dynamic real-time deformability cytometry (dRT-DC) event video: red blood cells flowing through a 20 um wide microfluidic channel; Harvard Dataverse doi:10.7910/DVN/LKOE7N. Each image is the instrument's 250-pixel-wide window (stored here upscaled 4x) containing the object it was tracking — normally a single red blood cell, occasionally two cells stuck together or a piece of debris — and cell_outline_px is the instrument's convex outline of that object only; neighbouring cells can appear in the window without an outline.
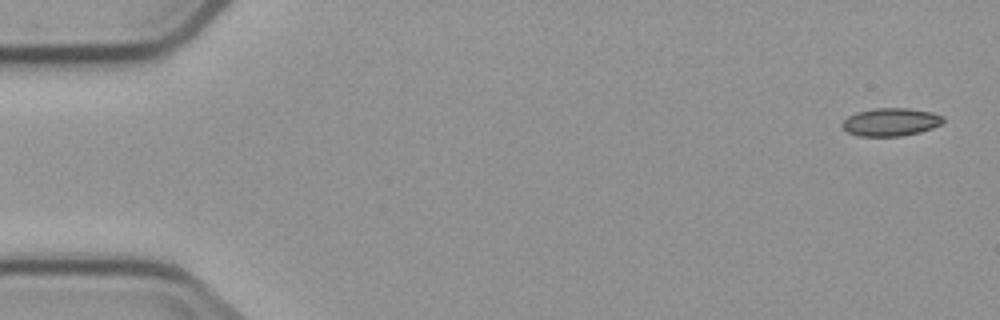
{"species": "common noctule bat (a hibernating species)", "species_latin": "Nyctalus noctula", "temperature_condition": "cold", "stored_images_in_passage": 4, "camera_frame_rate_fps": 3000, "um_per_image_px": 0.085, "animal": {"sex": "male", "body_mass_g": 23.1, "forearm_length_mm": 52.7}, "frame": {"image": 1, "passage_image": 1, "time_ms": 0.0, "image_size_px": [1000, 320], "cell_outline_px": [[944, 120], [940, 124], [932, 128], [920, 132], [900, 136], [860, 136], [848, 132], [840, 124], [848, 116], [856, 112], [876, 108], [908, 108], [932, 112], [944, 116]], "centroid_in_image_um": [75.72, 10.36], "position_along_channel_um": 9.3, "area_um2": 16.42}}